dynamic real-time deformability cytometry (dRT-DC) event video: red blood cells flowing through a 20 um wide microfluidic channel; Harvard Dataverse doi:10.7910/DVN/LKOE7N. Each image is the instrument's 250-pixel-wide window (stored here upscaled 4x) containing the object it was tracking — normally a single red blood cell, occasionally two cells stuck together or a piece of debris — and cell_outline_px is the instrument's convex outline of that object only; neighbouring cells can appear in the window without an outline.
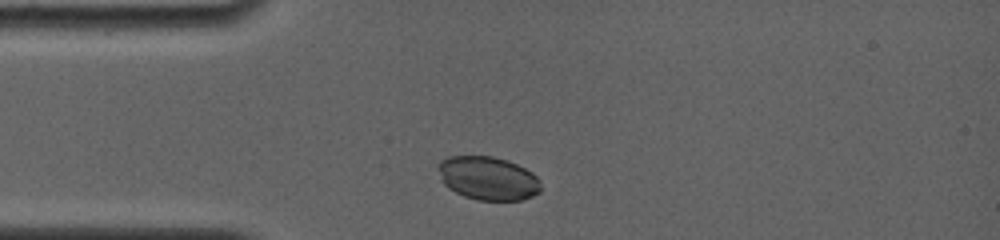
{"species": "common noctule bat (a hibernating species)", "species_latin": "Nyctalus noctula", "temperature_condition": "room temperature", "stored_images_in_passage": 3, "camera_frame_rate_fps": 4000, "um_per_image_px": 0.085, "animal": {"sex": "female", "body_mass_g": 19.0, "forearm_length_mm": 56.7}, "frame": {"image": 1, "passage_image": 1, "time_ms": 0.0, "image_size_px": [1000, 240], "cell_outline_px": [[540, 192], [524, 200], [476, 200], [464, 196], [448, 188], [440, 180], [436, 168], [436, 164], [440, 160], [448, 156], [492, 156], [516, 164], [532, 172], [540, 180]], "centroid_in_image_um": [41.43, 15.15], "position_along_channel_um": 43.6, "area_um2": 26.3}}
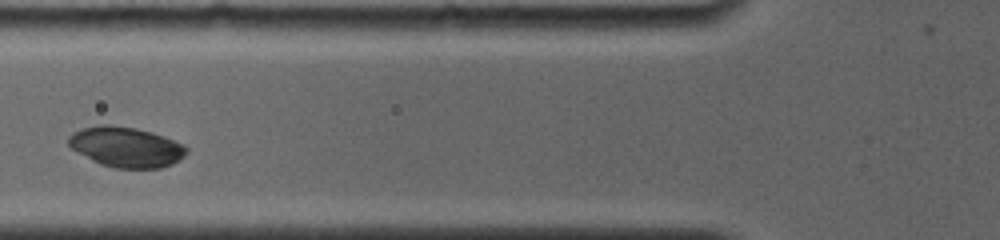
{"frame": {"image": 2, "passage_image": 3, "time_ms": 2.25, "image_size_px": [1000, 240], "cell_outline_px": [[188, 152], [180, 160], [172, 164], [160, 168], [116, 168], [100, 164], [92, 160], [72, 148], [68, 144], [68, 136], [72, 132], [84, 128], [100, 124], [108, 124], [136, 128], [152, 132], [164, 136], [184, 144], [188, 148]], "centroid_in_image_um": [10.74, 12.49], "position_along_channel_um": 115.1, "area_um2": 27.74}}